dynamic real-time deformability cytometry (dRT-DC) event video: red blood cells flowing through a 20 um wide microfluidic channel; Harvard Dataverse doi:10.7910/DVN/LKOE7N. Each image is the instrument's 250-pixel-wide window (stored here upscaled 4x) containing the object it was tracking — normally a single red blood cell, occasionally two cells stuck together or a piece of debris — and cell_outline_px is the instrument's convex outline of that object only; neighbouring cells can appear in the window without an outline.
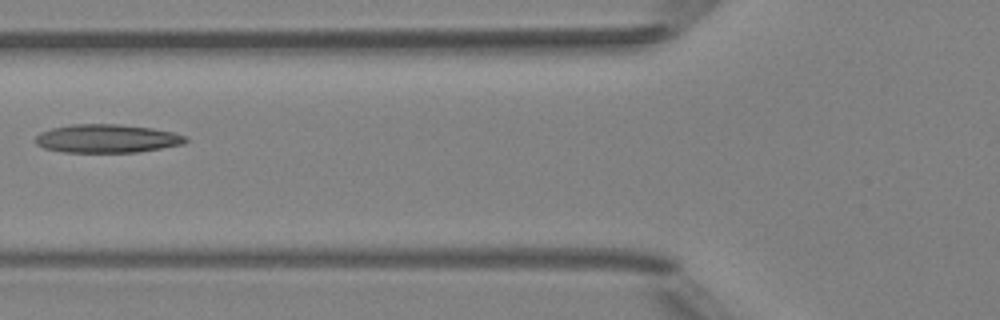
{"species": "Egyptian fruit bat (a non-hibernating species)", "species_latin": "Rousettus aegyptiacus", "temperature_condition": "room temperature", "stored_images_in_passage": 4, "camera_frame_rate_fps": 3000, "um_per_image_px": 0.085, "animal": {"sex": "female"}, "frame": {"image": 1, "passage_image": 4, "time_ms": 3.667, "image_size_px": [1000, 320], "cell_outline_px": [[188, 140], [184, 144], [136, 152], [64, 152], [44, 148], [36, 144], [36, 136], [40, 132], [52, 128], [72, 124], [120, 124], [152, 128], [172, 132], [188, 136]], "centroid_in_image_um": [9.1, 11.77], "position_along_channel_um": 116.7, "area_um2": 24.85}}